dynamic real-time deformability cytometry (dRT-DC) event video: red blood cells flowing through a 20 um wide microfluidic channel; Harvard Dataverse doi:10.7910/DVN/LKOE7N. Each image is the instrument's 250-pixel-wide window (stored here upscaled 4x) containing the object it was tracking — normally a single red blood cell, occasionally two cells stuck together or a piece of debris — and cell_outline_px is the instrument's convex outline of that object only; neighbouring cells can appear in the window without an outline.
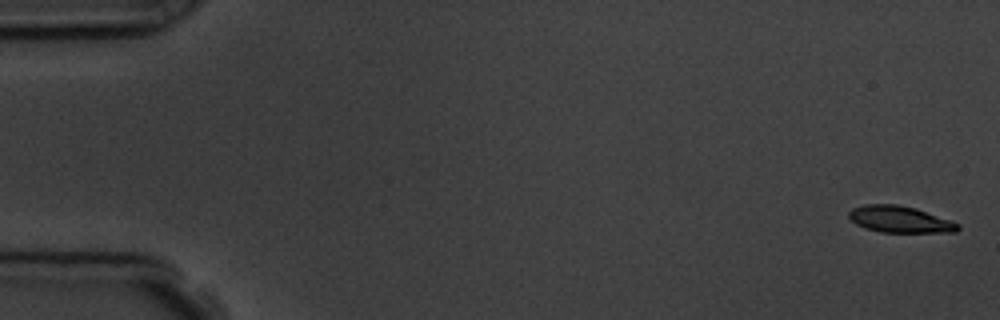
{"species": "common noctule bat (a hibernating species)", "species_latin": "Nyctalus noctula", "temperature_condition": "room temperature", "stored_images_in_passage": 5, "camera_frame_rate_fps": 3000, "um_per_image_px": 0.085, "animal": {"sex": "male", "body_mass_g": 19.5, "forearm_length_mm": 54.6}, "frame": {"image": 1, "passage_image": 1, "time_ms": 0.0, "image_size_px": [1000, 320], "cell_outline_px": [[960, 228], [956, 232], [880, 232], [864, 228], [856, 224], [848, 216], [848, 212], [852, 208], [864, 204], [896, 204], [916, 208], [960, 224]], "centroid_in_image_um": [76.46, 18.64], "position_along_channel_um": 8.5, "area_um2": 16.88}}
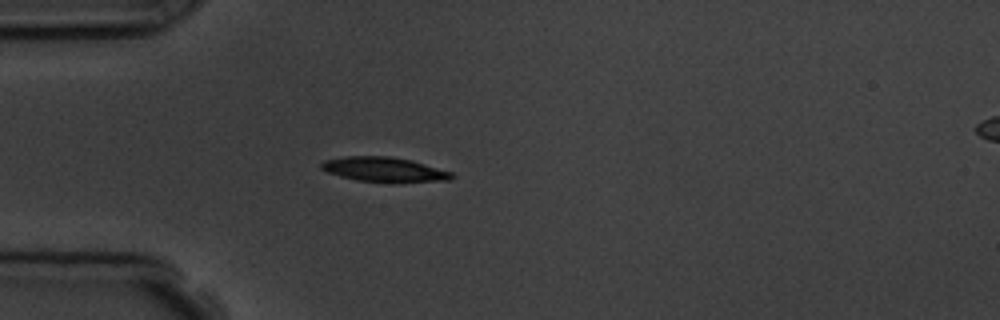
{"frame": {"image": 2, "passage_image": 5, "time_ms": 4.667, "image_size_px": [1000, 320], "cell_outline_px": [[456, 176], [452, 180], [396, 184], [392, 184], [356, 180], [340, 176], [328, 172], [320, 168], [320, 164], [324, 160], [344, 156], [388, 156], [412, 160], [452, 172]], "centroid_in_image_um": [32.71, 14.44], "position_along_channel_um": 52.3, "area_um2": 19.42}}